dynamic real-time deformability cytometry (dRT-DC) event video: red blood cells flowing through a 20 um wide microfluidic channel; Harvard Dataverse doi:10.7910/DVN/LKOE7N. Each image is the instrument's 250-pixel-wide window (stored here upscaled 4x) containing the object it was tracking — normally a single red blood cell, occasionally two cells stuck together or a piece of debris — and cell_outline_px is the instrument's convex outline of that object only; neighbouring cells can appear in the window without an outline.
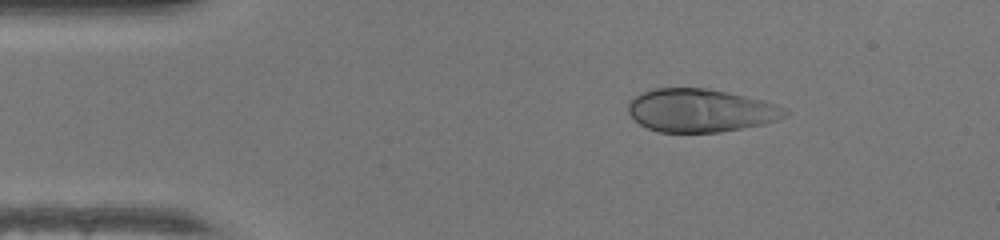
{"species": "human", "species_latin": "Homo sapiens", "temperature_condition": "warm", "stored_images_in_passage": 37, "camera_frame_rate_fps": 3000, "um_per_image_px": 0.085, "donor": {"sex": "female"}, "frame": {"image": 1, "passage_image": 1, "time_ms": 0.0, "image_size_px": [1000, 240], "cell_outline_px": [[788, 116], [764, 124], [720, 132], [660, 132], [648, 128], [640, 124], [628, 112], [628, 100], [640, 92], [652, 88], [708, 88], [728, 92], [764, 100], [776, 104], [784, 108], [788, 112]], "centroid_in_image_um": [59.54, 9.38], "position_along_channel_um": 25.5, "area_um2": 39.65}}
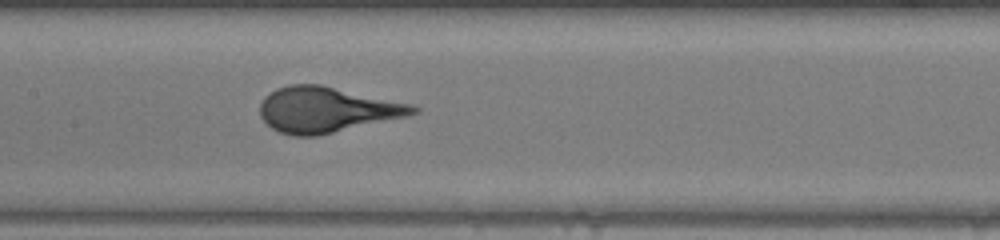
{"frame": {"image": 2, "passage_image": 16, "time_ms": 5.0, "image_size_px": [1000, 240], "cell_outline_px": [[420, 112], [408, 116], [316, 136], [296, 136], [280, 132], [272, 128], [260, 116], [260, 104], [264, 96], [276, 88], [292, 84], [320, 84], [412, 104], [420, 108]], "centroid_in_image_um": [27.77, 9.31], "position_along_channel_um": 179.6, "area_um2": 40.46}}
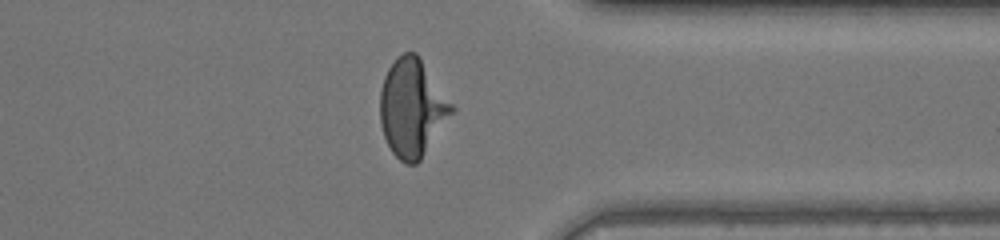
{"frame": {"image": 3, "passage_image": 30, "time_ms": 9.667, "image_size_px": [1000, 240], "cell_outline_px": [[456, 108], [420, 160], [416, 164], [404, 164], [392, 152], [384, 136], [380, 124], [380, 92], [384, 76], [388, 68], [396, 56], [404, 52], [416, 52], [420, 56]], "centroid_in_image_um": [35.03, 9.14], "position_along_channel_um": 376.4, "area_um2": 40.92}}